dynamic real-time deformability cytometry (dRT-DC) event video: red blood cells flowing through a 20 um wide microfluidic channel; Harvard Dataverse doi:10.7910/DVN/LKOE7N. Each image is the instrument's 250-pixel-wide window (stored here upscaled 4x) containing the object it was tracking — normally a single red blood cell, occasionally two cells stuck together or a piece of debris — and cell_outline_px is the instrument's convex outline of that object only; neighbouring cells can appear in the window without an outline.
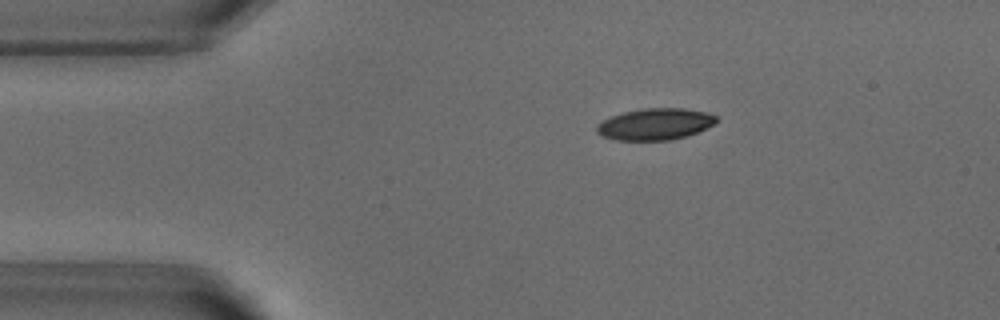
{"species": "common noctule bat (a hibernating species)", "species_latin": "Nyctalus noctula", "temperature_condition": "warm", "stored_images_in_passage": 34, "camera_frame_rate_fps": 3000, "um_per_image_px": 0.085, "animal": {"sex": "male", "body_mass_g": 18.8}, "frame": {"image": 1, "passage_image": 1, "time_ms": 0.0, "image_size_px": [1000, 320], "cell_outline_px": [[716, 124], [688, 136], [672, 140], [616, 140], [604, 136], [596, 132], [596, 124], [612, 116], [624, 112], [644, 108], [684, 108], [708, 112], [716, 116]], "centroid_in_image_um": [55.72, 10.55], "position_along_channel_um": 29.3, "area_um2": 22.08}}
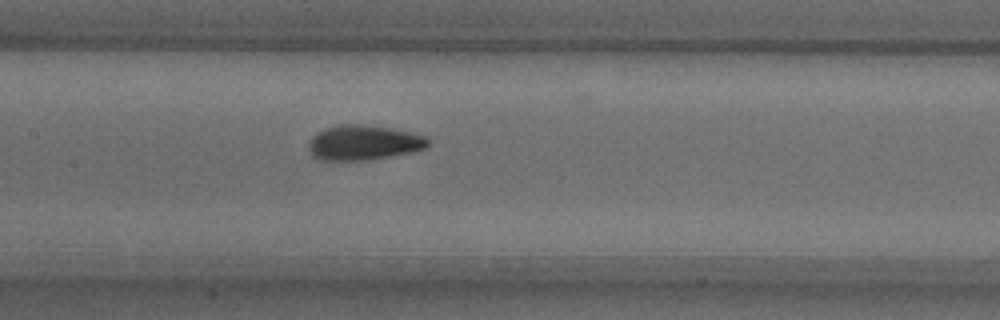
{"frame": {"image": 2, "passage_image": 16, "time_ms": 5.0, "image_size_px": [1000, 320], "cell_outline_px": [[428, 144], [424, 148], [412, 152], [372, 160], [320, 160], [312, 156], [308, 148], [308, 144], [312, 136], [324, 128], [340, 124], [364, 124], [392, 128], [412, 132], [424, 136], [428, 140]], "centroid_in_image_um": [30.88, 12.12], "position_along_channel_um": 176.5, "area_um2": 24.51}}
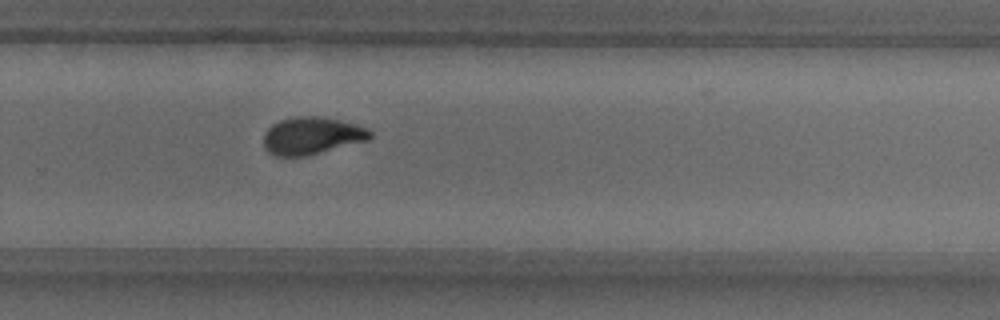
{"frame": {"image": 3, "passage_image": 26, "time_ms": 8.333, "image_size_px": [1000, 320], "cell_outline_px": [[372, 136], [368, 140], [304, 156], [276, 156], [268, 152], [264, 148], [264, 132], [272, 124], [280, 120], [296, 116], [320, 116], [340, 120], [356, 124], [368, 128], [372, 132]], "centroid_in_image_um": [26.49, 11.52], "position_along_channel_um": 303.3, "area_um2": 23.18}}